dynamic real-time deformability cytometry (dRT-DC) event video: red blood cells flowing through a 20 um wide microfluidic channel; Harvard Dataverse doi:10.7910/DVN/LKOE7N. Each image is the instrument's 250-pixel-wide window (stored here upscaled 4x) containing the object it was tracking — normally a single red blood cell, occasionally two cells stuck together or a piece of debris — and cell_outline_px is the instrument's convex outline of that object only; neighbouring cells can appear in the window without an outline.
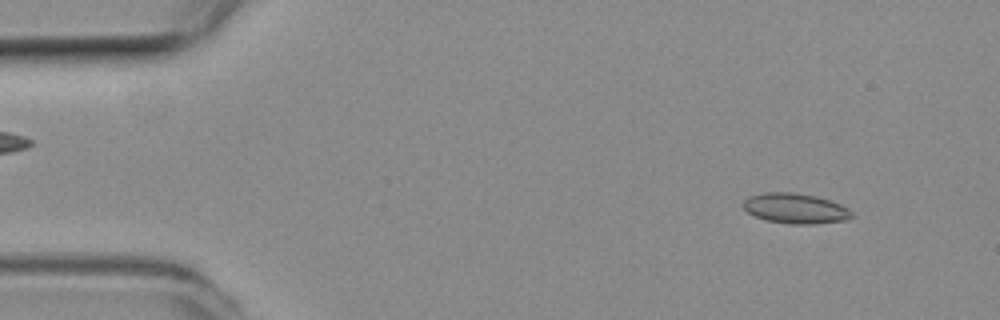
{"species": "common noctule bat (a hibernating species)", "species_latin": "Nyctalus noctula", "temperature_condition": "room temperature", "stored_images_in_passage": 11, "camera_frame_rate_fps": 3000, "um_per_image_px": 0.085, "animal": {"sex": "female", "body_mass_g": 19.3, "forearm_length_mm": 54.1}, "frame": {"image": 1, "passage_image": 2, "time_ms": 0.333, "image_size_px": [1000, 320], "cell_outline_px": [[856, 216], [844, 220], [812, 224], [788, 224], [764, 220], [748, 212], [740, 204], [748, 196], [764, 192], [792, 192], [816, 196], [840, 204], [848, 208]], "centroid_in_image_um": [67.58, 17.71], "position_along_channel_um": 17.4, "area_um2": 19.25}}